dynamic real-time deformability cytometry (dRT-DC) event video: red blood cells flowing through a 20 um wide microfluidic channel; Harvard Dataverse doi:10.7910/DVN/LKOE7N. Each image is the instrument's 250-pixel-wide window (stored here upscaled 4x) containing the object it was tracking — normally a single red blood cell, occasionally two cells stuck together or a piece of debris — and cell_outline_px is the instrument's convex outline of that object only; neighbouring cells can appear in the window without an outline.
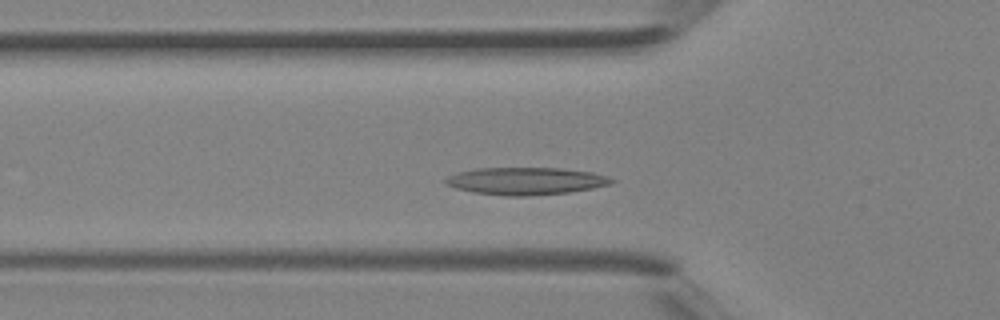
{"species": "Egyptian fruit bat (a non-hibernating species)", "species_latin": "Rousettus aegyptiacus", "temperature_condition": "room temperature", "stored_images_in_passage": 36, "camera_frame_rate_fps": 3000, "um_per_image_px": 0.085, "animal": {"sex": "female"}, "frame": {"image": 1, "passage_image": 8, "time_ms": 2.333, "image_size_px": [1000, 320], "cell_outline_px": [[616, 180], [608, 184], [592, 188], [568, 192], [524, 196], [504, 196], [472, 192], [456, 188], [448, 184], [444, 180], [448, 176], [460, 172], [476, 168], [560, 168], [592, 172]], "centroid_in_image_um": [44.66, 15.38], "position_along_channel_um": 81.1, "area_um2": 26.13}}
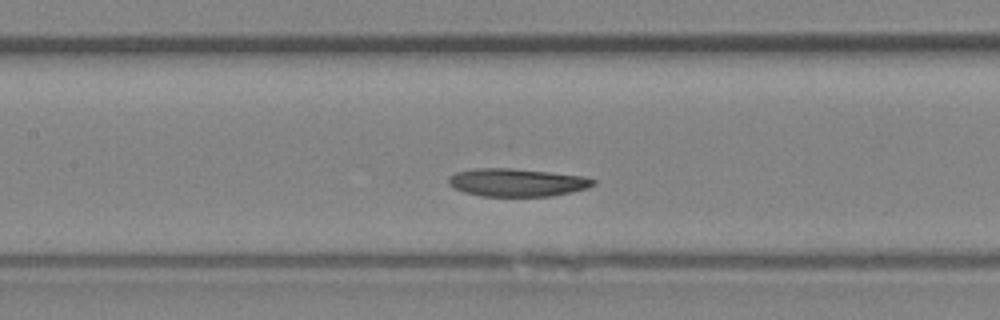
{"frame": {"image": 2, "passage_image": 13, "time_ms": 4.0, "image_size_px": [1000, 320], "cell_outline_px": [[596, 184], [588, 188], [552, 196], [480, 196], [464, 192], [452, 188], [448, 184], [448, 176], [456, 172], [476, 168], [512, 168], [584, 176], [596, 180]], "centroid_in_image_um": [43.91, 15.51], "position_along_channel_um": 163.5, "area_um2": 23.7}}
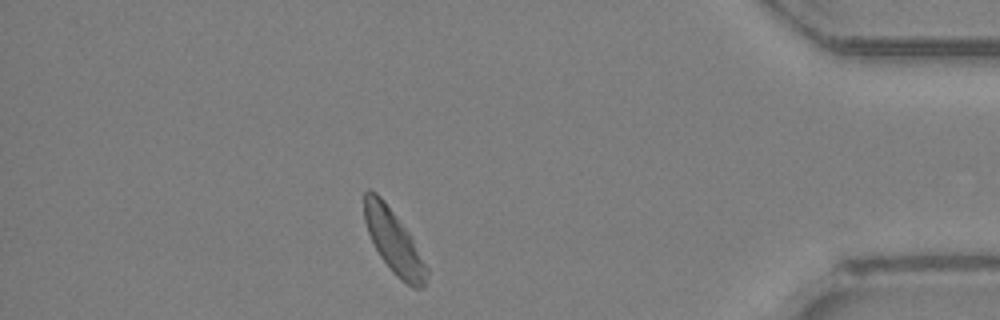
{"frame": {"image": 3, "passage_image": 30, "time_ms": 9.667, "image_size_px": [1000, 320], "cell_outline_px": [[428, 272], [424, 284], [420, 288], [412, 288], [400, 280], [392, 272], [380, 256], [368, 232], [364, 220], [364, 192], [368, 188], [376, 192], [384, 200], [408, 232], [428, 268]], "centroid_in_image_um": [33.45, 20.53], "position_along_channel_um": 401.7, "area_um2": 22.72}}